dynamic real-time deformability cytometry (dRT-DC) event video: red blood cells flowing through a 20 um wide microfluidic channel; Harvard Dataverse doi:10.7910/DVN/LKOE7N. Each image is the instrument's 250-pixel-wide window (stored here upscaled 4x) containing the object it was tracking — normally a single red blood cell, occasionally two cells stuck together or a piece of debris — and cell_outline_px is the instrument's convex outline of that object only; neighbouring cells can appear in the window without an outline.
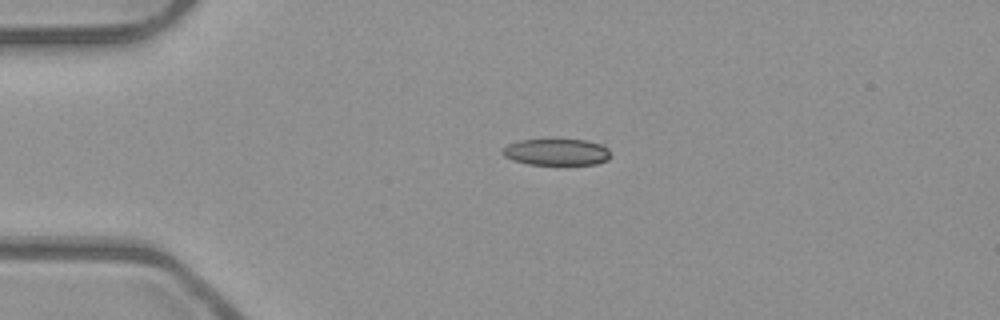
{"species": "common noctule bat (a hibernating species)", "species_latin": "Nyctalus noctula", "temperature_condition": "room temperature", "stored_images_in_passage": 41, "camera_frame_rate_fps": 3000, "um_per_image_px": 0.085, "animal": {"sex": "male", "body_mass_g": 23.1, "forearm_length_mm": 52.7}, "frame": {"image": 1, "passage_image": 1, "time_ms": 0.0, "image_size_px": [1000, 320], "cell_outline_px": [[608, 160], [596, 164], [528, 164], [504, 156], [500, 152], [508, 144], [520, 140], [556, 136], [584, 140], [604, 144], [608, 148]], "centroid_in_image_um": [47.31, 12.86], "position_along_channel_um": 37.7, "area_um2": 17.4}}
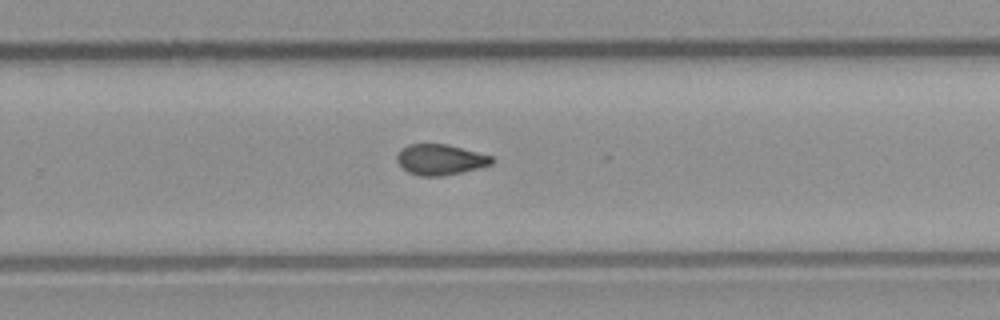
{"frame": {"image": 2, "passage_image": 23, "time_ms": 7.333, "image_size_px": [1000, 320], "cell_outline_px": [[496, 160], [492, 164], [460, 172], [440, 176], [420, 176], [408, 172], [396, 160], [396, 156], [400, 148], [408, 144], [448, 144], [492, 156]], "centroid_in_image_um": [37.41, 13.55], "position_along_channel_um": 292.4, "area_um2": 16.88}}
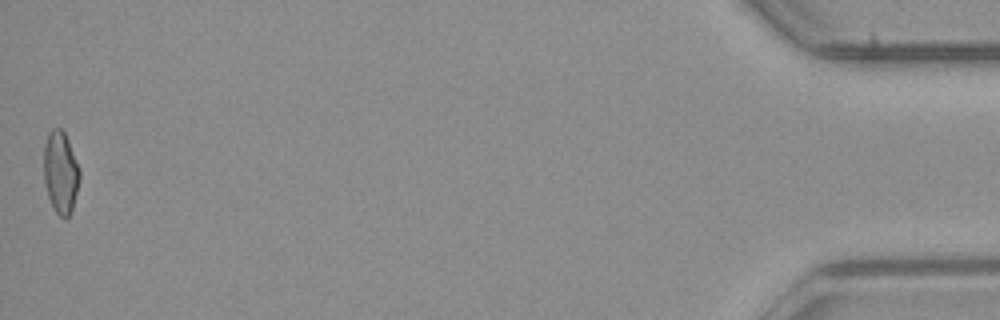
{"frame": {"image": 3, "passage_image": 41, "time_ms": 13.333, "image_size_px": [1000, 320], "cell_outline_px": [[80, 176], [72, 208], [68, 216], [64, 220], [56, 212], [48, 196], [44, 180], [44, 148], [48, 132], [52, 128], [60, 128], [64, 132], [68, 140], [80, 168]], "centroid_in_image_um": [5.15, 14.62], "position_along_channel_um": 430.1, "area_um2": 16.99}, "authors_computed_cell_mechanics": {"area_um2": 17.051, "velocity_mm_per_s": 3.9697, "shape_relaxation_time_tau1_ms": 9.5653, "shape_relaxation_time_tau2_ms": 2.237, "deformation_change_tau1": 0.2004, "deformation_change_tau2": 0.0783}}